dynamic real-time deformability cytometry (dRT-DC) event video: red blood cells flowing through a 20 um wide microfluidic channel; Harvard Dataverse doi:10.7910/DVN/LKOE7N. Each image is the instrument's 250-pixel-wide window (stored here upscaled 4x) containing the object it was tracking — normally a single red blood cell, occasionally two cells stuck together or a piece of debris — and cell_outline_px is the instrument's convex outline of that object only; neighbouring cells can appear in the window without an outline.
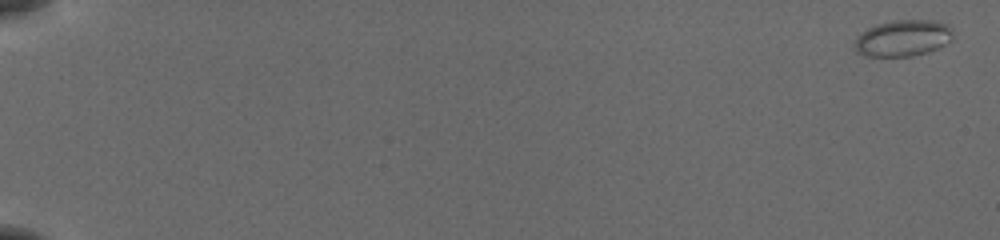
{"species": "common noctule bat (a hibernating species)", "species_latin": "Nyctalus noctula", "temperature_condition": "cold", "stored_images_in_passage": 22, "camera_frame_rate_fps": 3000, "um_per_image_px": 0.085, "animal": {"sex": "female", "body_mass_g": 19.5, "forearm_length_mm": 54.1}, "frame": {"image": 1, "passage_image": 1, "time_ms": 0.0, "image_size_px": [1000, 240], "cell_outline_px": [[952, 36], [944, 44], [928, 52], [912, 56], [864, 56], [856, 52], [852, 44], [856, 36], [868, 28], [876, 24], [892, 20], [932, 20], [948, 24], [952, 28]], "centroid_in_image_um": [76.68, 3.24], "position_along_channel_um": 8.3, "area_um2": 20.98}}
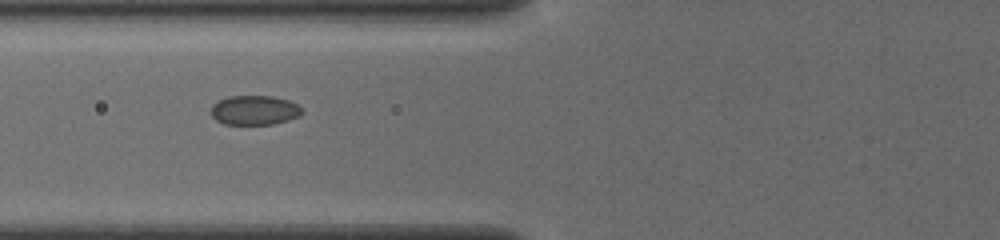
{"frame": {"image": 2, "passage_image": 16, "time_ms": 5.0, "image_size_px": [1000, 240], "cell_outline_px": [[304, 112], [300, 116], [288, 120], [272, 124], [224, 124], [216, 120], [212, 116], [212, 104], [228, 96], [272, 96], [288, 100], [296, 104]], "centroid_in_image_um": [21.64, 9.37], "position_along_channel_um": 104.2, "area_um2": 15.55}}
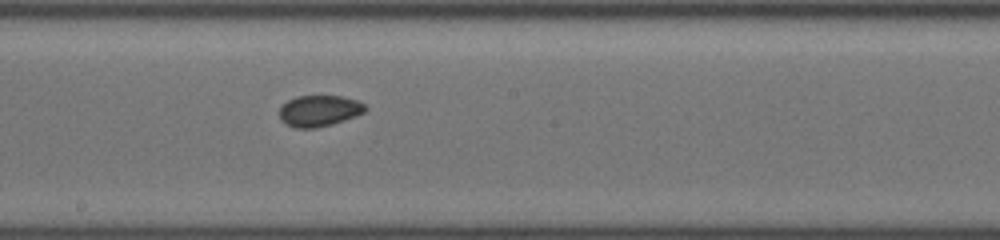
{"frame": {"image": 3, "passage_image": 22, "time_ms": 7.0, "image_size_px": [1000, 240], "cell_outline_px": [[368, 108], [364, 112], [356, 116], [332, 124], [312, 128], [296, 128], [280, 120], [280, 108], [288, 100], [296, 96], [340, 96], [356, 100], [364, 104]], "centroid_in_image_um": [27.14, 9.41], "position_along_channel_um": 221.1, "area_um2": 15.43}}